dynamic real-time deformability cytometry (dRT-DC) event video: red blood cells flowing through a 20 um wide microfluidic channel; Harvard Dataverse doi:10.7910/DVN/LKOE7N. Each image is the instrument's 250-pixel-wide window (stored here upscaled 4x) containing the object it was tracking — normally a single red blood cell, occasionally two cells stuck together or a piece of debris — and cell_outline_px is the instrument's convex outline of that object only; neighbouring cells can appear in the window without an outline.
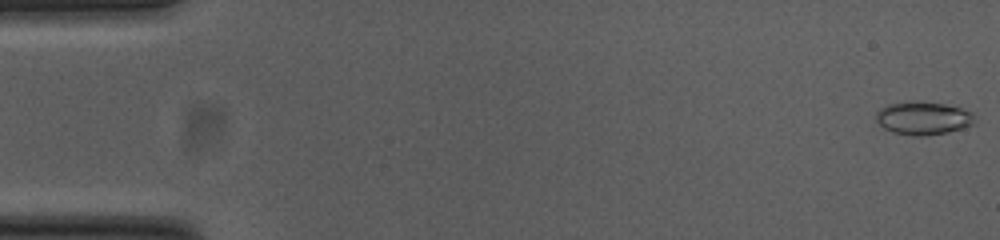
{"species": "common noctule bat (a hibernating species)", "species_latin": "Nyctalus noctula", "temperature_condition": "cold", "stored_images_in_passage": 54, "camera_frame_rate_fps": 3000, "um_per_image_px": 0.085, "animal": {"sex": "female", "body_mass_g": 23.0, "forearm_length_mm": 53.4}, "frame": {"image": 1, "passage_image": 1, "time_ms": 0.0, "image_size_px": [1000, 240], "cell_outline_px": [[976, 116], [972, 124], [964, 128], [948, 132], [924, 136], [912, 136], [892, 132], [884, 128], [876, 120], [876, 112], [880, 108], [888, 104], [912, 100], [916, 100], [944, 104], [960, 108], [972, 112]], "centroid_in_image_um": [78.46, 10.03], "position_along_channel_um": 6.5, "area_um2": 19.25}}
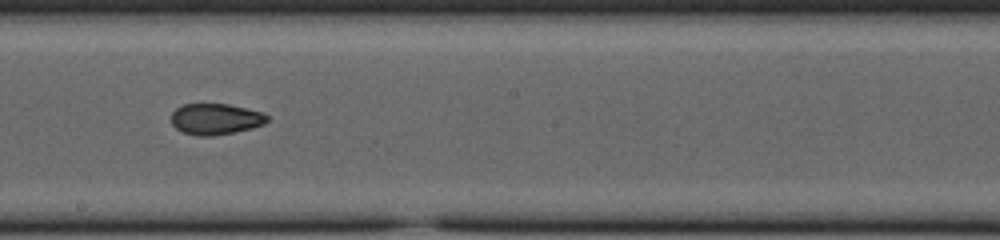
{"frame": {"image": 2, "passage_image": 30, "time_ms": 9.667, "image_size_px": [1000, 240], "cell_outline_px": [[268, 120], [264, 124], [252, 128], [212, 136], [196, 136], [184, 132], [176, 128], [172, 124], [172, 112], [176, 108], [184, 104], [228, 104], [264, 112], [268, 116]], "centroid_in_image_um": [18.34, 10.11], "position_along_channel_um": 229.9, "area_um2": 17.34}}
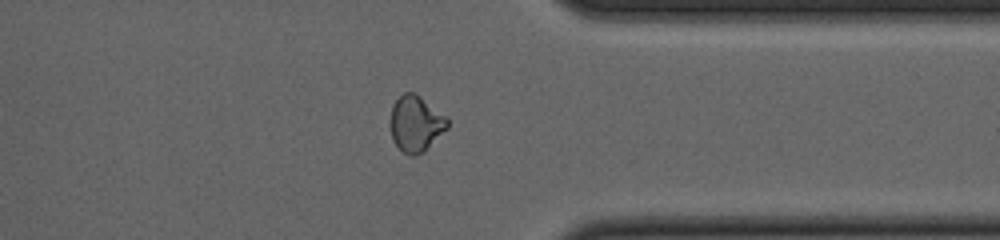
{"frame": {"image": 3, "passage_image": 42, "time_ms": 13.667, "image_size_px": [1000, 240], "cell_outline_px": [[448, 128], [424, 152], [416, 156], [408, 156], [392, 140], [392, 104], [404, 92], [416, 92], [448, 116]], "centroid_in_image_um": [35.39, 10.5], "position_along_channel_um": 376.0, "area_um2": 18.79}, "authors_computed_cell_mechanics": {"area_um2": 18.2359, "velocity_mm_per_s": 3.807, "shape_relaxation_time_tau1_ms": null, "shape_relaxation_time_tau2_ms": 2.3813, "deformation_change_tau1": null, "deformation_change_tau2": 0.0677}}